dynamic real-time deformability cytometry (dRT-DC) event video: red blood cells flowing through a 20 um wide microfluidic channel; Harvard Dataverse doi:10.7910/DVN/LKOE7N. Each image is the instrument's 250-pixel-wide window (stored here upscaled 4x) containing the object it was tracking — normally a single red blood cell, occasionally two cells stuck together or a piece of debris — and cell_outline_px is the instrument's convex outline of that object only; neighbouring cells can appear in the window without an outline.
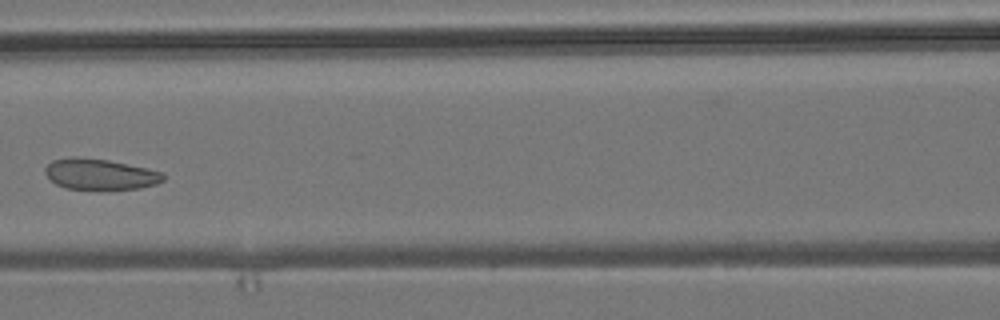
{"species": "common noctule bat (a hibernating species)", "species_latin": "Nyctalus noctula", "temperature_condition": "room temperature", "stored_images_in_passage": 7, "camera_frame_rate_fps": 3000, "um_per_image_px": 0.085, "animal": {"sex": "male", "body_mass_g": 19.2, "forearm_length_mm": 51.8}, "frame": {"image": 1, "passage_image": 7, "time_ms": 7.0, "image_size_px": [1000, 320], "cell_outline_px": [[164, 180], [156, 184], [140, 188], [104, 192], [64, 188], [56, 184], [44, 172], [44, 168], [52, 160], [72, 156], [108, 160], [164, 172]], "centroid_in_image_um": [8.5, 14.85], "position_along_channel_um": 158.1, "area_um2": 21.96}}